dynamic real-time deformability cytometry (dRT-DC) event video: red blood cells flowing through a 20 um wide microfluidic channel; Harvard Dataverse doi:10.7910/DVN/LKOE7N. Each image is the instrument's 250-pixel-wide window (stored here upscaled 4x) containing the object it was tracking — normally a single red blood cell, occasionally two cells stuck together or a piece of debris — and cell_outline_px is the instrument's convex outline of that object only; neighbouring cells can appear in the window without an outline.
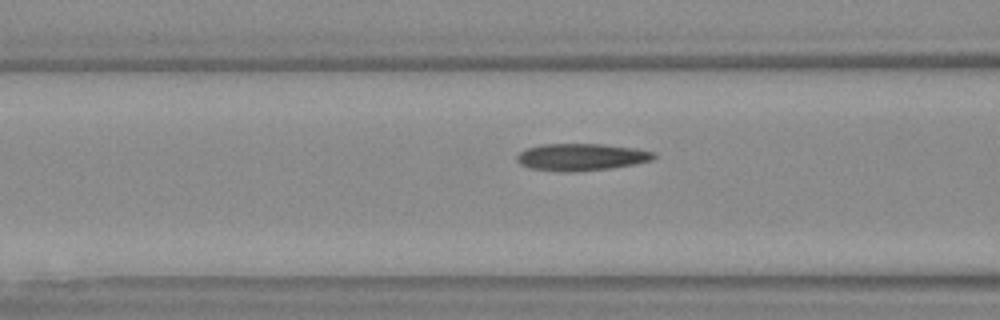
{"species": "Egyptian fruit bat (a non-hibernating species)", "species_latin": "Rousettus aegyptiacus", "temperature_condition": "warm", "stored_images_in_passage": 8, "camera_frame_rate_fps": 3000, "um_per_image_px": 0.085, "animal": {"sex": "female"}, "frame": {"image": 1, "passage_image": 4, "time_ms": 1.0, "image_size_px": [1000, 320], "cell_outline_px": [[656, 156], [652, 160], [612, 168], [572, 172], [560, 172], [532, 168], [520, 164], [516, 160], [516, 156], [520, 152], [528, 148], [540, 144], [604, 144], [636, 148], [656, 152]], "centroid_in_image_um": [49.42, 13.34], "position_along_channel_um": 117.2, "area_um2": 21.68}}